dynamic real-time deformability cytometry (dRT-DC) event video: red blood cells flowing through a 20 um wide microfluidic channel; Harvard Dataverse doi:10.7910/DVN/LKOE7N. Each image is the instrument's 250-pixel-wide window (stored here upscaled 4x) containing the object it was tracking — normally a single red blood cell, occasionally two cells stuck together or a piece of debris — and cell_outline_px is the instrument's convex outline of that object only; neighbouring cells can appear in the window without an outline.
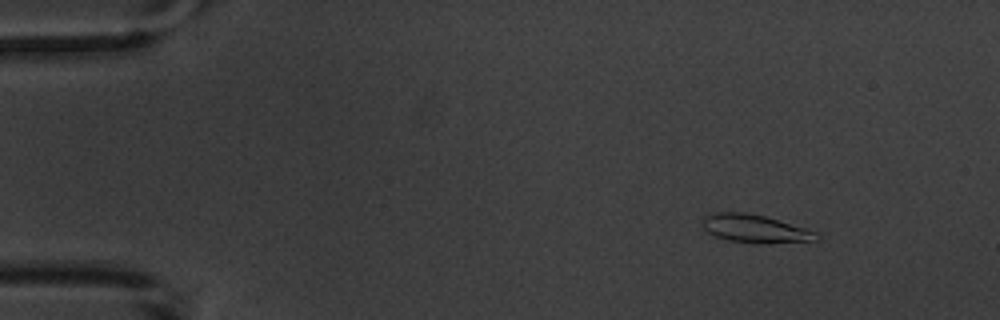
{"species": "common noctule bat (a hibernating species)", "species_latin": "Nyctalus noctula", "temperature_condition": "warm", "stored_images_in_passage": 6, "camera_frame_rate_fps": 3000, "um_per_image_px": 0.085, "animal": {"sex": "male", "body_mass_g": 20.1, "forearm_length_mm": 53.5}, "frame": {"image": 1, "passage_image": 2, "time_ms": 2.0, "image_size_px": [1000, 320], "cell_outline_px": [[820, 236], [816, 240], [764, 244], [756, 244], [728, 240], [716, 236], [708, 232], [704, 228], [700, 220], [704, 216], [712, 212], [744, 212], [764, 216], [804, 228], [816, 232]], "centroid_in_image_um": [64.12, 19.44], "position_along_channel_um": 20.9, "area_um2": 18.67}}
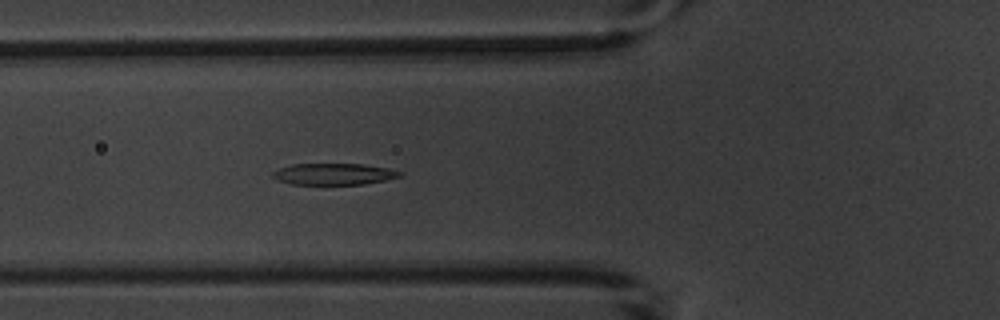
{"frame": {"image": 2, "passage_image": 6, "time_ms": 6.667, "image_size_px": [1000, 320], "cell_outline_px": [[404, 172], [400, 176], [384, 180], [364, 184], [292, 184], [276, 180], [272, 176], [272, 172], [280, 168], [292, 164], [364, 164], [388, 168]], "centroid_in_image_um": [28.36, 14.79], "position_along_channel_um": 97.4, "area_um2": 15.84}}